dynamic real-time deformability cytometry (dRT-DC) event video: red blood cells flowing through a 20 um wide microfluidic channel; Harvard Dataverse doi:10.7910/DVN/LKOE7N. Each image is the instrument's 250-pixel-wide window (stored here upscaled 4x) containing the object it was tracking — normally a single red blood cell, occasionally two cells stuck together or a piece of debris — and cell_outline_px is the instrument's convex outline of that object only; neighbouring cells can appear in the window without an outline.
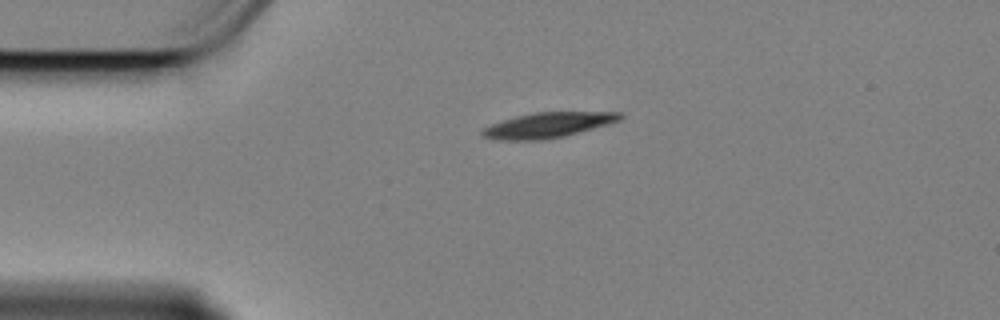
{"species": "Egyptian fruit bat (a non-hibernating species)", "species_latin": "Rousettus aegyptiacus", "temperature_condition": "cold", "stored_images_in_passage": 47, "camera_frame_rate_fps": 3000, "um_per_image_px": 0.085, "animal": {"sex": "female"}, "frame": {"image": 1, "passage_image": 1, "time_ms": 0.0, "image_size_px": [1000, 320], "cell_outline_px": [[624, 116], [620, 120], [608, 124], [564, 136], [544, 140], [496, 140], [484, 136], [480, 132], [484, 128], [492, 124], [516, 116], [536, 112], [620, 112]], "centroid_in_image_um": [46.58, 10.63], "position_along_channel_um": 38.4, "area_um2": 20.06}}
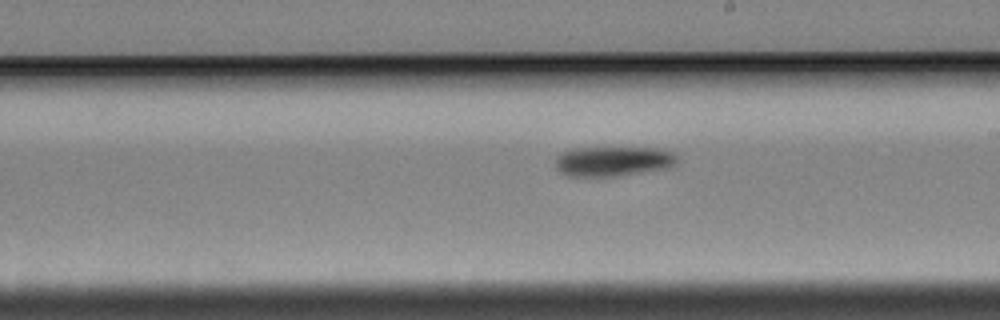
{"frame": {"image": 2, "passage_image": 21, "time_ms": 6.667, "image_size_px": [1000, 320], "cell_outline_px": [[676, 164], [668, 168], [612, 176], [568, 176], [560, 172], [556, 168], [556, 156], [572, 148], [660, 148], [672, 152], [676, 156]], "centroid_in_image_um": [52.1, 13.7], "position_along_channel_um": 236.9, "area_um2": 20.98}}
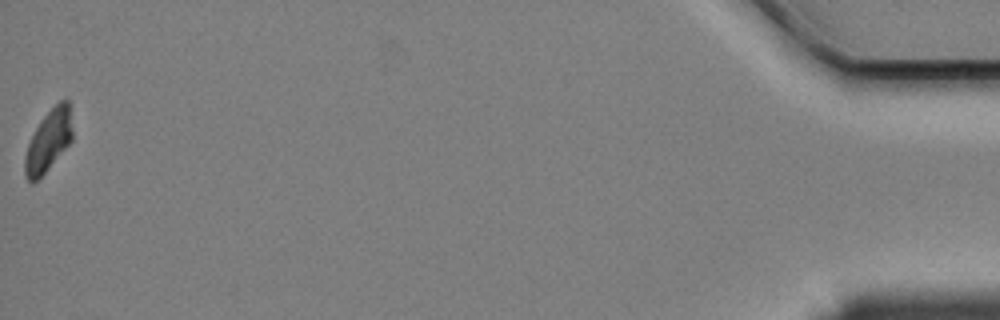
{"frame": {"image": 3, "passage_image": 47, "time_ms": 15.333, "image_size_px": [1000, 320], "cell_outline_px": [[72, 140], [44, 172], [36, 180], [28, 180], [24, 172], [24, 160], [28, 144], [40, 120], [60, 100], [68, 100], [72, 128]], "centroid_in_image_um": [4.12, 11.93], "position_along_channel_um": 431.1, "area_um2": 16.42}, "authors_computed_cell_mechanics": {"area_um2": 20.9236, "velocity_mm_per_s": 3.3674, "shape_relaxation_time_tau1_ms": 2.0683, "shape_relaxation_time_tau2_ms": null, "deformation_change_tau1": 0.1208, "deformation_change_tau2": null}}